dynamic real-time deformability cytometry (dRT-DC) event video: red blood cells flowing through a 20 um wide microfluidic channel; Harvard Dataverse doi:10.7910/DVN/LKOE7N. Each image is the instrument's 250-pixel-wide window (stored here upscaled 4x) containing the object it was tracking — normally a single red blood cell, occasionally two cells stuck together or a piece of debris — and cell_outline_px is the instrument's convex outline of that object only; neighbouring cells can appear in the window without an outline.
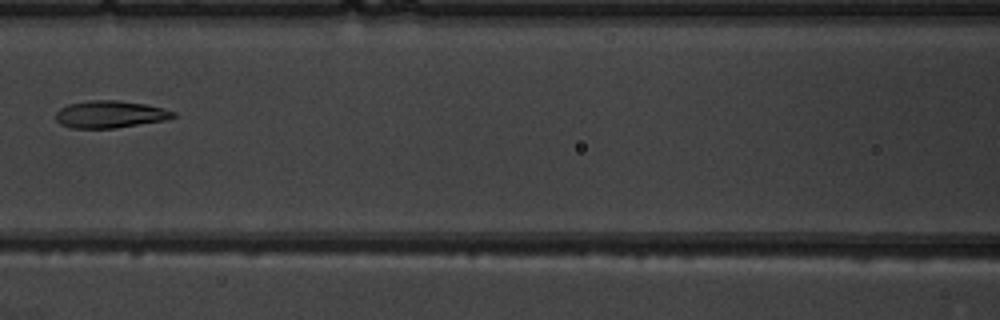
{"species": "common noctule bat (a hibernating species)", "species_latin": "Nyctalus noctula", "temperature_condition": "warm", "stored_images_in_passage": 7, "camera_frame_rate_fps": 3000, "um_per_image_px": 0.085, "animal": {"sex": "male", "body_mass_g": 19.5, "forearm_length_mm": 54.6}, "frame": {"image": 1, "passage_image": 5, "time_ms": 4.667, "image_size_px": [1000, 320], "cell_outline_px": [[176, 116], [164, 120], [116, 128], [72, 128], [60, 124], [56, 120], [56, 112], [60, 108], [68, 104], [88, 100], [116, 100], [144, 104], [164, 108], [176, 112]], "centroid_in_image_um": [9.34, 9.71], "position_along_channel_um": 157.3, "area_um2": 18.61}}
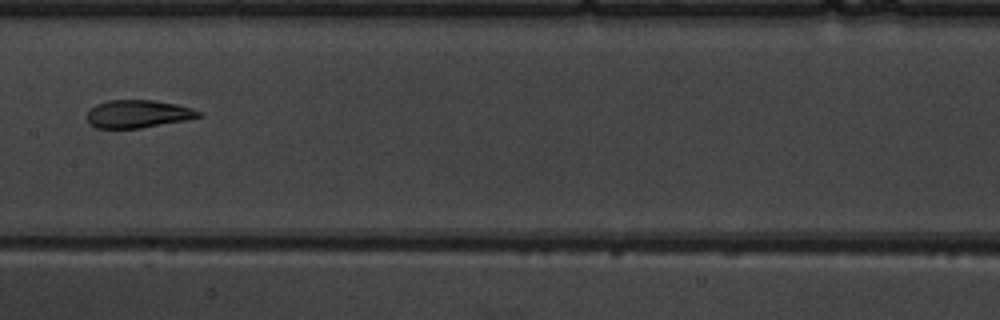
{"frame": {"image": 2, "passage_image": 6, "time_ms": 5.667, "image_size_px": [1000, 320], "cell_outline_px": [[200, 116], [184, 120], [140, 128], [96, 128], [88, 124], [88, 112], [96, 104], [108, 100], [156, 100], [176, 104], [192, 108], [200, 112]], "centroid_in_image_um": [11.69, 9.68], "position_along_channel_um": 195.7, "area_um2": 17.92}}
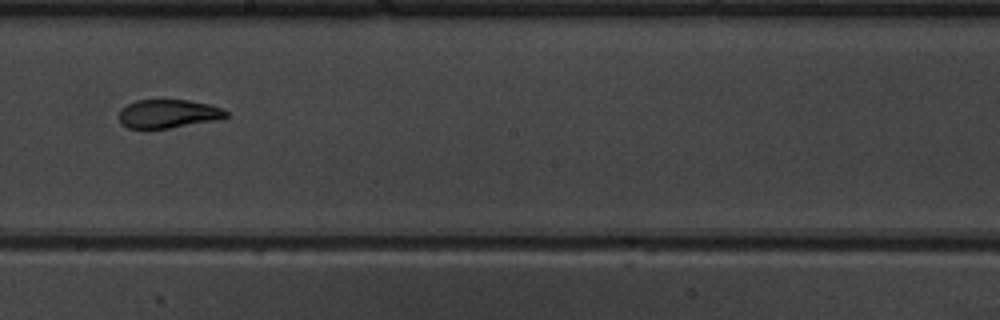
{"frame": {"image": 3, "passage_image": 7, "time_ms": 6.667, "image_size_px": [1000, 320], "cell_outline_px": [[228, 116], [212, 120], [168, 128], [128, 128], [120, 124], [120, 108], [136, 100], [188, 100], [208, 104], [224, 108], [228, 112]], "centroid_in_image_um": [14.27, 9.66], "position_along_channel_um": 233.9, "area_um2": 17.57}}